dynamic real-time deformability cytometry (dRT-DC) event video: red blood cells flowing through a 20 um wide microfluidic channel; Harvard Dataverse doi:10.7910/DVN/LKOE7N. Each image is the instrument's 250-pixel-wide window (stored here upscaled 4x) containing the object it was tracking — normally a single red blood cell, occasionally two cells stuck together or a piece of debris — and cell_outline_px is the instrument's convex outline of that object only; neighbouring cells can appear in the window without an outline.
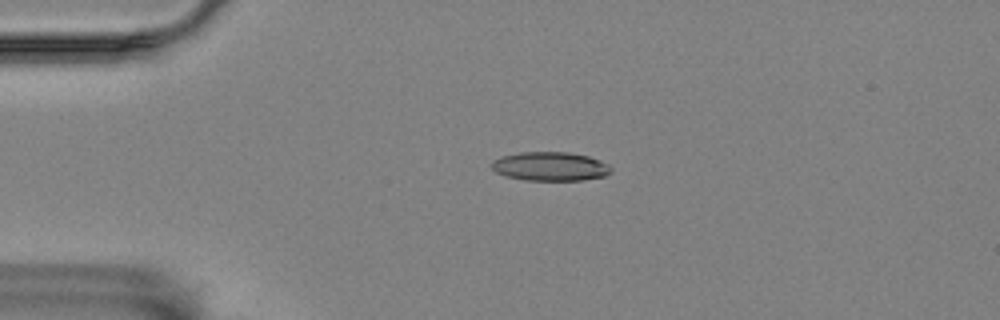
{"species": "Egyptian fruit bat (a non-hibernating species)", "species_latin": "Rousettus aegyptiacus", "temperature_condition": "room temperature", "stored_images_in_passage": 2, "camera_frame_rate_fps": 3000, "um_per_image_px": 0.085, "animal": {"sex": "female"}, "frame": {"image": 1, "passage_image": 1, "time_ms": 0.0, "image_size_px": [1000, 320], "cell_outline_px": [[612, 172], [604, 176], [584, 180], [524, 180], [504, 176], [496, 172], [492, 168], [492, 160], [500, 156], [520, 152], [568, 152], [588, 156], [600, 160], [608, 164], [612, 168]], "centroid_in_image_um": [46.76, 14.14], "position_along_channel_um": 38.2, "area_um2": 20.29}}